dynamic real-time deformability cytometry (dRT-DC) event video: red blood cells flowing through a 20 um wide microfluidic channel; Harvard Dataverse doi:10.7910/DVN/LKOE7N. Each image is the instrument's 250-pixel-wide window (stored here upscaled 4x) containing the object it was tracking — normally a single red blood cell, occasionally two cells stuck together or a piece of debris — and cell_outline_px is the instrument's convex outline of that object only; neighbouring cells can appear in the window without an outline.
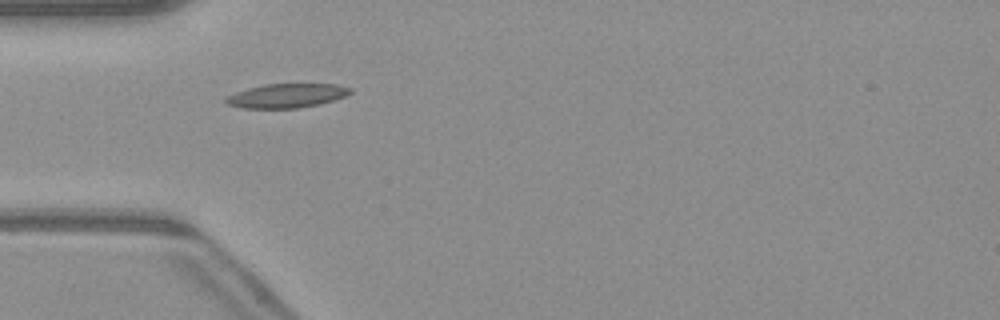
{"species": "common noctule bat (a hibernating species)", "species_latin": "Nyctalus noctula", "temperature_condition": "warm", "stored_images_in_passage": 37, "camera_frame_rate_fps": 3000, "um_per_image_px": 0.085, "animal": {"sex": "male", "body_mass_g": 23.1, "forearm_length_mm": 52.7}, "frame": {"image": 1, "passage_image": 2, "time_ms": 0.333, "image_size_px": [1000, 320], "cell_outline_px": [[352, 92], [344, 96], [320, 104], [300, 108], [240, 108], [228, 104], [224, 100], [228, 96], [236, 92], [248, 88], [264, 84], [336, 84], [352, 88]], "centroid_in_image_um": [24.37, 8.13], "position_along_channel_um": 60.6, "area_um2": 17.4}}
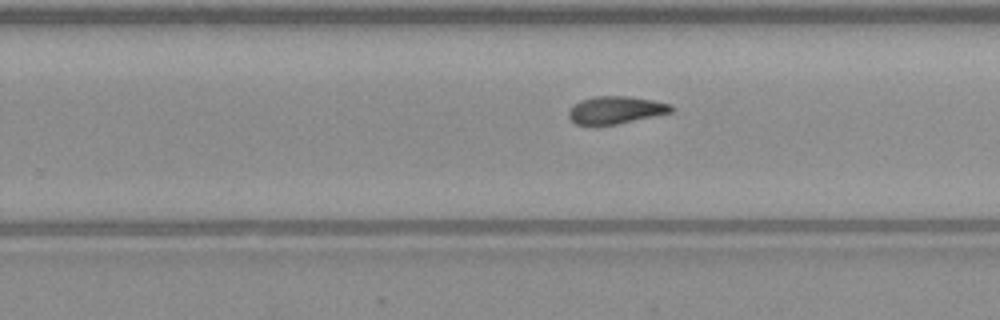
{"frame": {"image": 2, "passage_image": 18, "time_ms": 5.667, "image_size_px": [1000, 320], "cell_outline_px": [[672, 112], [616, 124], [576, 124], [568, 116], [568, 112], [572, 104], [580, 100], [596, 96], [624, 96], [652, 100], [672, 104]], "centroid_in_image_um": [52.3, 9.33], "position_along_channel_um": 277.5, "area_um2": 16.18}}
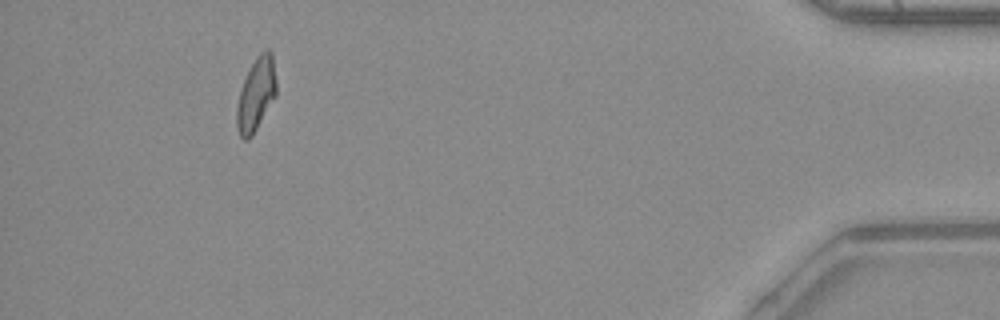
{"frame": {"image": 3, "passage_image": 33, "time_ms": 10.667, "image_size_px": [1000, 320], "cell_outline_px": [[276, 96], [252, 136], [248, 140], [244, 140], [240, 136], [236, 128], [236, 108], [240, 88], [256, 56], [260, 52], [268, 48], [272, 52], [276, 80]], "centroid_in_image_um": [21.76, 8.03], "position_along_channel_um": 413.4, "area_um2": 16.99}, "authors_computed_cell_mechanics": {"area_um2": 16.762, "velocity_mm_per_s": 4.0936, "shape_relaxation_time_tau1_ms": null, "shape_relaxation_time_tau2_ms": 2.8091, "deformation_change_tau1": null, "deformation_change_tau2": 0.0776}}